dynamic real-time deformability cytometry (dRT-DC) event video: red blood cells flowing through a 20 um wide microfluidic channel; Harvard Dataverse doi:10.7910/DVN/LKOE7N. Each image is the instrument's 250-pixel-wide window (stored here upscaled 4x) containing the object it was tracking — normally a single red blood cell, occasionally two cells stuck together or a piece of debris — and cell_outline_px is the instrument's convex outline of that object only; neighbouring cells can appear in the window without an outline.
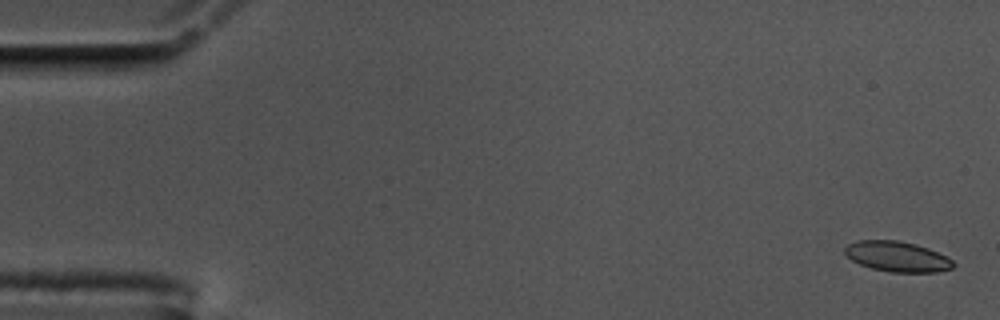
{"species": "common noctule bat (a hibernating species)", "species_latin": "Nyctalus noctula", "temperature_condition": "cold", "stored_images_in_passage": 58, "camera_frame_rate_fps": 3000, "um_per_image_px": 0.085, "animal": {"sex": "male", "body_mass_g": 17.5, "forearm_length_mm": 52.3}, "frame": {"image": 1, "passage_image": 2, "time_ms": 0.333, "image_size_px": [1000, 320], "cell_outline_px": [[956, 264], [952, 268], [936, 272], [892, 272], [872, 268], [860, 264], [852, 260], [844, 252], [844, 248], [848, 244], [860, 240], [896, 240], [916, 244], [928, 248], [952, 260]], "centroid_in_image_um": [76.26, 21.8], "position_along_channel_um": 8.7, "area_um2": 18.96}}
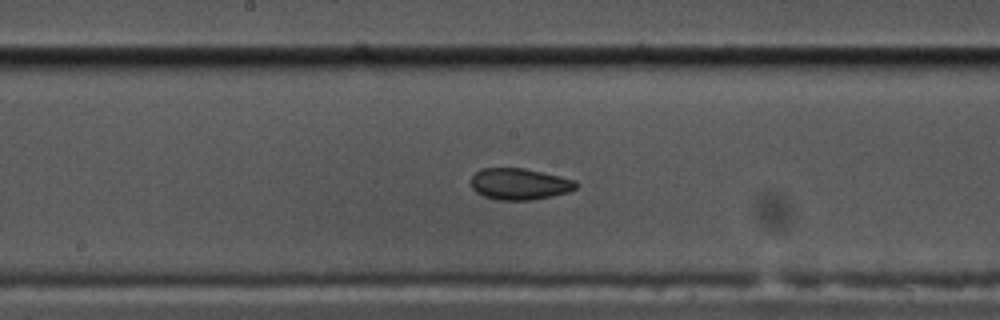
{"frame": {"image": 2, "passage_image": 30, "time_ms": 9.667, "image_size_px": [1000, 320], "cell_outline_px": [[576, 188], [568, 192], [552, 196], [532, 200], [500, 200], [484, 196], [476, 192], [472, 188], [472, 176], [480, 168], [524, 168], [560, 176], [576, 180]], "centroid_in_image_um": [44.16, 15.64], "position_along_channel_um": 204.0, "area_um2": 19.19}}
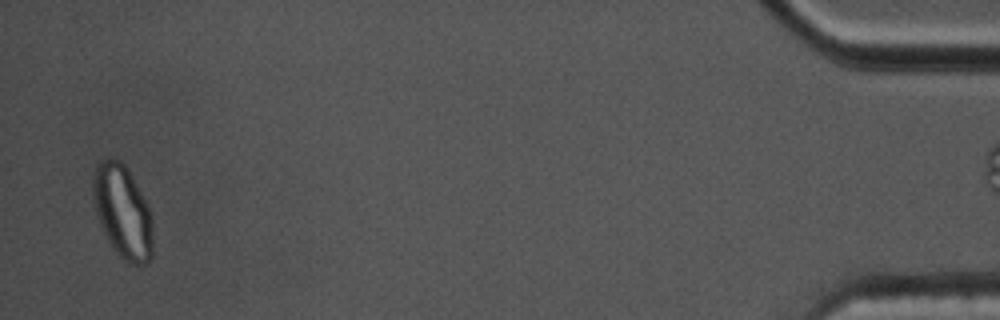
{"frame": {"image": 3, "passage_image": 56, "time_ms": 18.333, "image_size_px": [1000, 320], "cell_outline_px": [[152, 256], [144, 264], [124, 264], [112, 248], [100, 228], [92, 196], [92, 180], [96, 164], [100, 160], [112, 156], [120, 160], [124, 164], [148, 204], [152, 216]], "centroid_in_image_um": [10.4, 18.0], "position_along_channel_um": 424.8, "area_um2": 33.12}, "authors_computed_cell_mechanics": {"area_um2": 19.5653, "velocity_mm_per_s": 3.5443, "shape_relaxation_time_tau1_ms": null, "shape_relaxation_time_tau2_ms": 1.8597, "deformation_change_tau1": null, "deformation_change_tau2": 0.0541}}